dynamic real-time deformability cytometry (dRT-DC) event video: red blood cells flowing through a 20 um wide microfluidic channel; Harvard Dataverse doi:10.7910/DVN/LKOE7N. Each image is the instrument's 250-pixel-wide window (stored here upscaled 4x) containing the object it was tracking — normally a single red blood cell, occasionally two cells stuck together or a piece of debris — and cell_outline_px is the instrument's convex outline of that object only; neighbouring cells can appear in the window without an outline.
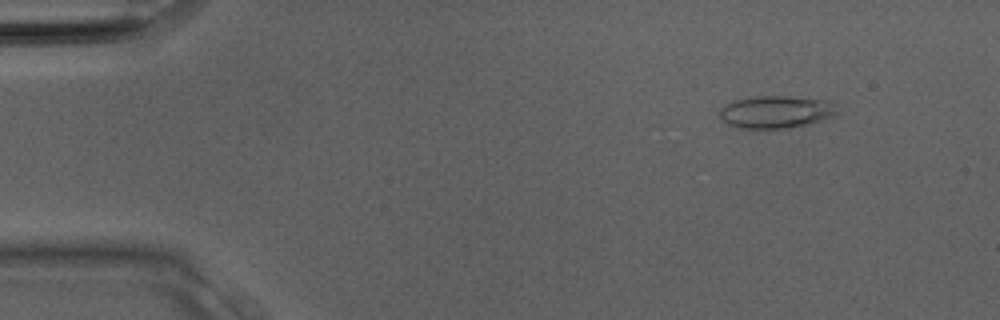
{"species": "Egyptian fruit bat (a non-hibernating species)", "species_latin": "Rousettus aegyptiacus", "temperature_condition": "room temperature", "stored_images_in_passage": 14, "camera_frame_rate_fps": 3000, "um_per_image_px": 0.085, "animal": {"sex": "male"}, "frame": {"image": 1, "passage_image": 3, "time_ms": 0.667, "image_size_px": [1000, 320], "cell_outline_px": [[836, 112], [832, 116], [820, 120], [788, 128], [736, 128], [728, 124], [720, 116], [720, 108], [724, 104], [732, 100], [752, 96], [788, 96], [828, 100], [836, 104]], "centroid_in_image_um": [65.91, 9.49], "position_along_channel_um": 19.1, "area_um2": 22.2}}
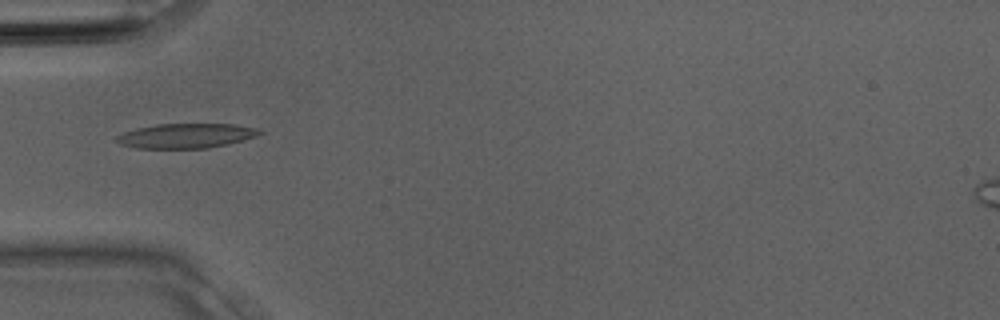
{"frame": {"image": 2, "passage_image": 10, "time_ms": 3.0, "image_size_px": [1000, 320], "cell_outline_px": [[264, 132], [256, 136], [244, 140], [228, 144], [208, 148], [136, 148], [120, 144], [116, 140], [116, 136], [124, 132], [136, 128], [156, 124], [232, 124], [256, 128]], "centroid_in_image_um": [15.81, 11.54], "position_along_channel_um": 69.2, "area_um2": 20.52}}